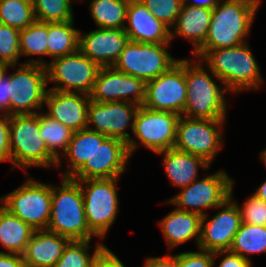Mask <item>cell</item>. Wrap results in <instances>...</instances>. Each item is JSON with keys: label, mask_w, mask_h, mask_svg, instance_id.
I'll return each mask as SVG.
<instances>
[{"label": "cell", "mask_w": 266, "mask_h": 267, "mask_svg": "<svg viewBox=\"0 0 266 267\" xmlns=\"http://www.w3.org/2000/svg\"><path fill=\"white\" fill-rule=\"evenodd\" d=\"M34 231L29 224L0 205V244L8 253L22 255Z\"/></svg>", "instance_id": "obj_27"}, {"label": "cell", "mask_w": 266, "mask_h": 267, "mask_svg": "<svg viewBox=\"0 0 266 267\" xmlns=\"http://www.w3.org/2000/svg\"><path fill=\"white\" fill-rule=\"evenodd\" d=\"M221 0H193L189 2V0H183V4L196 6V7H204L208 9H214Z\"/></svg>", "instance_id": "obj_46"}, {"label": "cell", "mask_w": 266, "mask_h": 267, "mask_svg": "<svg viewBox=\"0 0 266 267\" xmlns=\"http://www.w3.org/2000/svg\"><path fill=\"white\" fill-rule=\"evenodd\" d=\"M3 68L4 66L0 63V72L2 71Z\"/></svg>", "instance_id": "obj_49"}, {"label": "cell", "mask_w": 266, "mask_h": 267, "mask_svg": "<svg viewBox=\"0 0 266 267\" xmlns=\"http://www.w3.org/2000/svg\"><path fill=\"white\" fill-rule=\"evenodd\" d=\"M171 43H141L129 40L113 67L125 74L150 81L178 60L167 51Z\"/></svg>", "instance_id": "obj_10"}, {"label": "cell", "mask_w": 266, "mask_h": 267, "mask_svg": "<svg viewBox=\"0 0 266 267\" xmlns=\"http://www.w3.org/2000/svg\"><path fill=\"white\" fill-rule=\"evenodd\" d=\"M106 135L88 128L73 133L64 155L69 159V166L64 170L63 178H72L93 156L97 144H101Z\"/></svg>", "instance_id": "obj_26"}, {"label": "cell", "mask_w": 266, "mask_h": 267, "mask_svg": "<svg viewBox=\"0 0 266 267\" xmlns=\"http://www.w3.org/2000/svg\"><path fill=\"white\" fill-rule=\"evenodd\" d=\"M91 267H126L121 260L107 247H105Z\"/></svg>", "instance_id": "obj_43"}, {"label": "cell", "mask_w": 266, "mask_h": 267, "mask_svg": "<svg viewBox=\"0 0 266 267\" xmlns=\"http://www.w3.org/2000/svg\"><path fill=\"white\" fill-rule=\"evenodd\" d=\"M130 0H91L90 13L98 28L124 29Z\"/></svg>", "instance_id": "obj_29"}, {"label": "cell", "mask_w": 266, "mask_h": 267, "mask_svg": "<svg viewBox=\"0 0 266 267\" xmlns=\"http://www.w3.org/2000/svg\"><path fill=\"white\" fill-rule=\"evenodd\" d=\"M163 155L164 170L171 184L184 188L197 179L198 170L209 169L210 163L204 158L186 153L176 148L157 152Z\"/></svg>", "instance_id": "obj_23"}, {"label": "cell", "mask_w": 266, "mask_h": 267, "mask_svg": "<svg viewBox=\"0 0 266 267\" xmlns=\"http://www.w3.org/2000/svg\"><path fill=\"white\" fill-rule=\"evenodd\" d=\"M0 267H26V265L21 254L0 251Z\"/></svg>", "instance_id": "obj_44"}, {"label": "cell", "mask_w": 266, "mask_h": 267, "mask_svg": "<svg viewBox=\"0 0 266 267\" xmlns=\"http://www.w3.org/2000/svg\"><path fill=\"white\" fill-rule=\"evenodd\" d=\"M35 21L32 0H0V24L22 30Z\"/></svg>", "instance_id": "obj_32"}, {"label": "cell", "mask_w": 266, "mask_h": 267, "mask_svg": "<svg viewBox=\"0 0 266 267\" xmlns=\"http://www.w3.org/2000/svg\"><path fill=\"white\" fill-rule=\"evenodd\" d=\"M261 0H225L211 15L204 44L193 54L200 58L207 50L235 47L247 42Z\"/></svg>", "instance_id": "obj_1"}, {"label": "cell", "mask_w": 266, "mask_h": 267, "mask_svg": "<svg viewBox=\"0 0 266 267\" xmlns=\"http://www.w3.org/2000/svg\"><path fill=\"white\" fill-rule=\"evenodd\" d=\"M90 240H71L54 267H91L100 252L106 247L100 242L90 255Z\"/></svg>", "instance_id": "obj_33"}, {"label": "cell", "mask_w": 266, "mask_h": 267, "mask_svg": "<svg viewBox=\"0 0 266 267\" xmlns=\"http://www.w3.org/2000/svg\"><path fill=\"white\" fill-rule=\"evenodd\" d=\"M90 95L48 89L45 96V113L50 118L61 122L73 132L87 128V109Z\"/></svg>", "instance_id": "obj_20"}, {"label": "cell", "mask_w": 266, "mask_h": 267, "mask_svg": "<svg viewBox=\"0 0 266 267\" xmlns=\"http://www.w3.org/2000/svg\"><path fill=\"white\" fill-rule=\"evenodd\" d=\"M145 90L144 80L120 72L113 66L101 67L90 93V99L101 103L132 102L142 106Z\"/></svg>", "instance_id": "obj_16"}, {"label": "cell", "mask_w": 266, "mask_h": 267, "mask_svg": "<svg viewBox=\"0 0 266 267\" xmlns=\"http://www.w3.org/2000/svg\"><path fill=\"white\" fill-rule=\"evenodd\" d=\"M129 157L131 155L126 142L107 137L101 144H97L90 161H87L72 179L119 178L126 170Z\"/></svg>", "instance_id": "obj_18"}, {"label": "cell", "mask_w": 266, "mask_h": 267, "mask_svg": "<svg viewBox=\"0 0 266 267\" xmlns=\"http://www.w3.org/2000/svg\"><path fill=\"white\" fill-rule=\"evenodd\" d=\"M224 256L217 267H252V261L229 250L213 252V256Z\"/></svg>", "instance_id": "obj_42"}, {"label": "cell", "mask_w": 266, "mask_h": 267, "mask_svg": "<svg viewBox=\"0 0 266 267\" xmlns=\"http://www.w3.org/2000/svg\"><path fill=\"white\" fill-rule=\"evenodd\" d=\"M225 120L180 116L174 148L202 157L211 164L218 150L222 148L223 133L221 128Z\"/></svg>", "instance_id": "obj_11"}, {"label": "cell", "mask_w": 266, "mask_h": 267, "mask_svg": "<svg viewBox=\"0 0 266 267\" xmlns=\"http://www.w3.org/2000/svg\"><path fill=\"white\" fill-rule=\"evenodd\" d=\"M234 182L230 197L221 205L219 212L207 219L208 214L202 216L200 239L198 248L208 252L229 250L235 234L242 221L238 203L232 199Z\"/></svg>", "instance_id": "obj_15"}, {"label": "cell", "mask_w": 266, "mask_h": 267, "mask_svg": "<svg viewBox=\"0 0 266 267\" xmlns=\"http://www.w3.org/2000/svg\"><path fill=\"white\" fill-rule=\"evenodd\" d=\"M201 60L185 59V80L187 84L186 104L182 116L200 119H226L227 89L218 86Z\"/></svg>", "instance_id": "obj_3"}, {"label": "cell", "mask_w": 266, "mask_h": 267, "mask_svg": "<svg viewBox=\"0 0 266 267\" xmlns=\"http://www.w3.org/2000/svg\"><path fill=\"white\" fill-rule=\"evenodd\" d=\"M20 30L0 24V63L3 66H17L20 59Z\"/></svg>", "instance_id": "obj_36"}, {"label": "cell", "mask_w": 266, "mask_h": 267, "mask_svg": "<svg viewBox=\"0 0 266 267\" xmlns=\"http://www.w3.org/2000/svg\"><path fill=\"white\" fill-rule=\"evenodd\" d=\"M180 115L174 112L158 111L139 106L134 117L133 133L140 141L131 138L127 143L130 155L139 144L154 153L174 147L177 124Z\"/></svg>", "instance_id": "obj_9"}, {"label": "cell", "mask_w": 266, "mask_h": 267, "mask_svg": "<svg viewBox=\"0 0 266 267\" xmlns=\"http://www.w3.org/2000/svg\"><path fill=\"white\" fill-rule=\"evenodd\" d=\"M233 182L227 173L218 171L200 180H194L167 203L176 205L179 210L204 216L207 214L203 211L204 208H221V205L230 197Z\"/></svg>", "instance_id": "obj_12"}, {"label": "cell", "mask_w": 266, "mask_h": 267, "mask_svg": "<svg viewBox=\"0 0 266 267\" xmlns=\"http://www.w3.org/2000/svg\"><path fill=\"white\" fill-rule=\"evenodd\" d=\"M48 23L35 21L20 30L19 50L21 55H47Z\"/></svg>", "instance_id": "obj_34"}, {"label": "cell", "mask_w": 266, "mask_h": 267, "mask_svg": "<svg viewBox=\"0 0 266 267\" xmlns=\"http://www.w3.org/2000/svg\"><path fill=\"white\" fill-rule=\"evenodd\" d=\"M185 59L178 60L166 72L146 82L142 106L182 116L186 104Z\"/></svg>", "instance_id": "obj_14"}, {"label": "cell", "mask_w": 266, "mask_h": 267, "mask_svg": "<svg viewBox=\"0 0 266 267\" xmlns=\"http://www.w3.org/2000/svg\"><path fill=\"white\" fill-rule=\"evenodd\" d=\"M61 186H52V204L47 230L70 240H91L84 211L80 184L72 178H62Z\"/></svg>", "instance_id": "obj_4"}, {"label": "cell", "mask_w": 266, "mask_h": 267, "mask_svg": "<svg viewBox=\"0 0 266 267\" xmlns=\"http://www.w3.org/2000/svg\"><path fill=\"white\" fill-rule=\"evenodd\" d=\"M229 251L247 260H251L249 254L266 253V226L242 222Z\"/></svg>", "instance_id": "obj_31"}, {"label": "cell", "mask_w": 266, "mask_h": 267, "mask_svg": "<svg viewBox=\"0 0 266 267\" xmlns=\"http://www.w3.org/2000/svg\"><path fill=\"white\" fill-rule=\"evenodd\" d=\"M129 38L124 29L97 28L79 32V50L100 67H111L118 60Z\"/></svg>", "instance_id": "obj_19"}, {"label": "cell", "mask_w": 266, "mask_h": 267, "mask_svg": "<svg viewBox=\"0 0 266 267\" xmlns=\"http://www.w3.org/2000/svg\"><path fill=\"white\" fill-rule=\"evenodd\" d=\"M239 211L243 223L266 226V202L255 195L248 197Z\"/></svg>", "instance_id": "obj_38"}, {"label": "cell", "mask_w": 266, "mask_h": 267, "mask_svg": "<svg viewBox=\"0 0 266 267\" xmlns=\"http://www.w3.org/2000/svg\"><path fill=\"white\" fill-rule=\"evenodd\" d=\"M70 241L48 230H35L22 254L26 267H54Z\"/></svg>", "instance_id": "obj_22"}, {"label": "cell", "mask_w": 266, "mask_h": 267, "mask_svg": "<svg viewBox=\"0 0 266 267\" xmlns=\"http://www.w3.org/2000/svg\"><path fill=\"white\" fill-rule=\"evenodd\" d=\"M139 106L132 102H95L90 101L87 109V128L128 143L132 138L126 132L134 128V117ZM94 125V129L90 125Z\"/></svg>", "instance_id": "obj_17"}, {"label": "cell", "mask_w": 266, "mask_h": 267, "mask_svg": "<svg viewBox=\"0 0 266 267\" xmlns=\"http://www.w3.org/2000/svg\"><path fill=\"white\" fill-rule=\"evenodd\" d=\"M45 67L47 81L56 84V86L49 89L87 95H90L101 68L80 50L55 58L47 63Z\"/></svg>", "instance_id": "obj_13"}, {"label": "cell", "mask_w": 266, "mask_h": 267, "mask_svg": "<svg viewBox=\"0 0 266 267\" xmlns=\"http://www.w3.org/2000/svg\"><path fill=\"white\" fill-rule=\"evenodd\" d=\"M47 63L39 57L29 58L9 75L10 115L37 114L36 109H43L49 83Z\"/></svg>", "instance_id": "obj_6"}, {"label": "cell", "mask_w": 266, "mask_h": 267, "mask_svg": "<svg viewBox=\"0 0 266 267\" xmlns=\"http://www.w3.org/2000/svg\"><path fill=\"white\" fill-rule=\"evenodd\" d=\"M9 148L12 168L57 167L58 160L48 151L40 135L39 112L10 115Z\"/></svg>", "instance_id": "obj_5"}, {"label": "cell", "mask_w": 266, "mask_h": 267, "mask_svg": "<svg viewBox=\"0 0 266 267\" xmlns=\"http://www.w3.org/2000/svg\"><path fill=\"white\" fill-rule=\"evenodd\" d=\"M124 30L129 40L141 43H170L171 29L145 7L140 0H130Z\"/></svg>", "instance_id": "obj_21"}, {"label": "cell", "mask_w": 266, "mask_h": 267, "mask_svg": "<svg viewBox=\"0 0 266 267\" xmlns=\"http://www.w3.org/2000/svg\"><path fill=\"white\" fill-rule=\"evenodd\" d=\"M73 0H32L35 19L39 22L54 23L74 20Z\"/></svg>", "instance_id": "obj_35"}, {"label": "cell", "mask_w": 266, "mask_h": 267, "mask_svg": "<svg viewBox=\"0 0 266 267\" xmlns=\"http://www.w3.org/2000/svg\"><path fill=\"white\" fill-rule=\"evenodd\" d=\"M253 195L266 202V181L259 185Z\"/></svg>", "instance_id": "obj_47"}, {"label": "cell", "mask_w": 266, "mask_h": 267, "mask_svg": "<svg viewBox=\"0 0 266 267\" xmlns=\"http://www.w3.org/2000/svg\"><path fill=\"white\" fill-rule=\"evenodd\" d=\"M145 7L170 29L176 23L183 0H140Z\"/></svg>", "instance_id": "obj_37"}, {"label": "cell", "mask_w": 266, "mask_h": 267, "mask_svg": "<svg viewBox=\"0 0 266 267\" xmlns=\"http://www.w3.org/2000/svg\"><path fill=\"white\" fill-rule=\"evenodd\" d=\"M74 21L48 23V56L53 59L79 50V30Z\"/></svg>", "instance_id": "obj_28"}, {"label": "cell", "mask_w": 266, "mask_h": 267, "mask_svg": "<svg viewBox=\"0 0 266 267\" xmlns=\"http://www.w3.org/2000/svg\"><path fill=\"white\" fill-rule=\"evenodd\" d=\"M198 250L178 253L176 267H213L218 256H213V252Z\"/></svg>", "instance_id": "obj_39"}, {"label": "cell", "mask_w": 266, "mask_h": 267, "mask_svg": "<svg viewBox=\"0 0 266 267\" xmlns=\"http://www.w3.org/2000/svg\"><path fill=\"white\" fill-rule=\"evenodd\" d=\"M117 179L76 180L81 187L89 230L100 239L106 237L119 212Z\"/></svg>", "instance_id": "obj_7"}, {"label": "cell", "mask_w": 266, "mask_h": 267, "mask_svg": "<svg viewBox=\"0 0 266 267\" xmlns=\"http://www.w3.org/2000/svg\"><path fill=\"white\" fill-rule=\"evenodd\" d=\"M9 118L10 116L0 114V162L11 161L9 148Z\"/></svg>", "instance_id": "obj_40"}, {"label": "cell", "mask_w": 266, "mask_h": 267, "mask_svg": "<svg viewBox=\"0 0 266 267\" xmlns=\"http://www.w3.org/2000/svg\"><path fill=\"white\" fill-rule=\"evenodd\" d=\"M27 179L0 198L3 207L35 230H47L51 214L52 185Z\"/></svg>", "instance_id": "obj_8"}, {"label": "cell", "mask_w": 266, "mask_h": 267, "mask_svg": "<svg viewBox=\"0 0 266 267\" xmlns=\"http://www.w3.org/2000/svg\"><path fill=\"white\" fill-rule=\"evenodd\" d=\"M260 157H261L262 161L265 163V167H266V148H265V150L260 152Z\"/></svg>", "instance_id": "obj_48"}, {"label": "cell", "mask_w": 266, "mask_h": 267, "mask_svg": "<svg viewBox=\"0 0 266 267\" xmlns=\"http://www.w3.org/2000/svg\"><path fill=\"white\" fill-rule=\"evenodd\" d=\"M213 9L183 4L171 30V40L184 37L193 44L194 54L205 42Z\"/></svg>", "instance_id": "obj_24"}, {"label": "cell", "mask_w": 266, "mask_h": 267, "mask_svg": "<svg viewBox=\"0 0 266 267\" xmlns=\"http://www.w3.org/2000/svg\"><path fill=\"white\" fill-rule=\"evenodd\" d=\"M143 267H176V255L150 257L146 259Z\"/></svg>", "instance_id": "obj_45"}, {"label": "cell", "mask_w": 266, "mask_h": 267, "mask_svg": "<svg viewBox=\"0 0 266 267\" xmlns=\"http://www.w3.org/2000/svg\"><path fill=\"white\" fill-rule=\"evenodd\" d=\"M41 138L46 143L48 151L58 160L57 167L62 163L61 153L64 154L72 139L73 131L45 113L39 114Z\"/></svg>", "instance_id": "obj_30"}, {"label": "cell", "mask_w": 266, "mask_h": 267, "mask_svg": "<svg viewBox=\"0 0 266 267\" xmlns=\"http://www.w3.org/2000/svg\"><path fill=\"white\" fill-rule=\"evenodd\" d=\"M228 92L261 88L263 78L248 43L235 47L207 50L200 58Z\"/></svg>", "instance_id": "obj_2"}, {"label": "cell", "mask_w": 266, "mask_h": 267, "mask_svg": "<svg viewBox=\"0 0 266 267\" xmlns=\"http://www.w3.org/2000/svg\"><path fill=\"white\" fill-rule=\"evenodd\" d=\"M202 216L197 213L174 209L168 213L160 222L162 234L168 248L179 246L192 238H195L197 247L200 239Z\"/></svg>", "instance_id": "obj_25"}, {"label": "cell", "mask_w": 266, "mask_h": 267, "mask_svg": "<svg viewBox=\"0 0 266 267\" xmlns=\"http://www.w3.org/2000/svg\"><path fill=\"white\" fill-rule=\"evenodd\" d=\"M9 67L17 66H4L0 72V112L7 116H10L9 75L6 76Z\"/></svg>", "instance_id": "obj_41"}]
</instances>
